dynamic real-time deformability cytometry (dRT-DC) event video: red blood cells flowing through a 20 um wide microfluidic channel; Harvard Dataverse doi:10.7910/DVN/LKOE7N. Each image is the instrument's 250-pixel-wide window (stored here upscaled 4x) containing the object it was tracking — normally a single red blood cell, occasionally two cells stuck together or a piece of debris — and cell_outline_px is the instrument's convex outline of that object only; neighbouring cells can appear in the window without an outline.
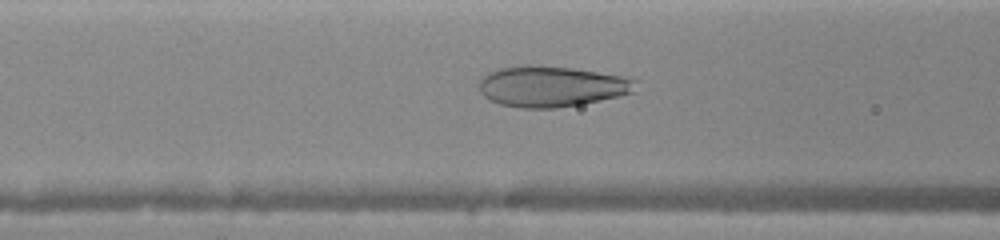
{"species": "human", "species_latin": "Homo sapiens", "temperature_condition": "warm", "stored_images_in_passage": 30, "camera_frame_rate_fps": 3000, "um_per_image_px": 0.085, "donor": {"sex": "female"}, "frame": {"image": 1, "passage_image": 21, "time_ms": 3.0, "image_size_px": [1000, 240], "cell_outline_px": [[640, 80], [636, 92], [620, 96], [580, 104], [556, 108], [520, 108], [500, 104], [484, 96], [480, 92], [480, 80], [488, 72], [500, 68], [524, 64], [536, 64], [572, 68], [620, 76]], "centroid_in_image_um": [46.92, 7.33], "position_along_channel_um": 119.7, "area_um2": 37.45}}
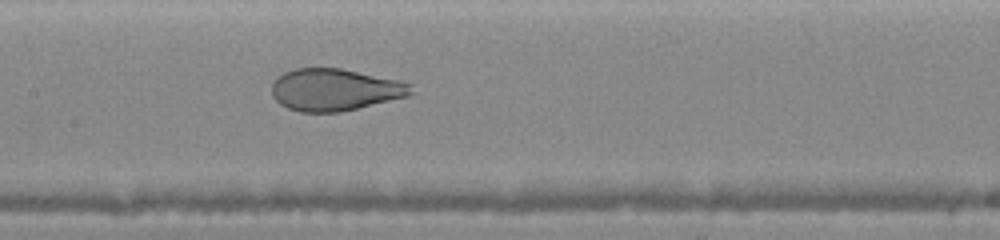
{"frame": {"image": 2, "passage_image": 30, "time_ms": 4.333, "image_size_px": [1000, 240], "cell_outline_px": [[416, 92], [408, 96], [340, 112], [300, 112], [288, 108], [280, 104], [272, 96], [272, 84], [276, 76], [292, 68], [340, 68], [400, 80], [412, 84]], "centroid_in_image_um": [28.47, 7.62], "position_along_channel_um": 178.9, "area_um2": 34.39}}